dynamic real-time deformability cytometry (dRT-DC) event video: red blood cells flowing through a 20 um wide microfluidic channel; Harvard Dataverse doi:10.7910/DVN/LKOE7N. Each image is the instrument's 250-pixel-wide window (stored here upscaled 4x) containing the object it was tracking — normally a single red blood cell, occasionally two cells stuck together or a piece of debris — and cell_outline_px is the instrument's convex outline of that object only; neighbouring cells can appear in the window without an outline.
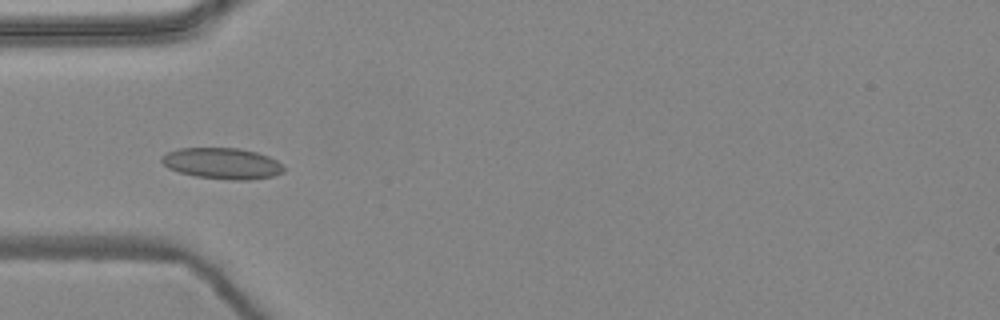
{"species": "common noctule bat (a hibernating species)", "species_latin": "Nyctalus noctula", "temperature_condition": "warm", "stored_images_in_passage": 8, "camera_frame_rate_fps": 3000, "um_per_image_px": 0.085, "animal": {"sex": "female", "body_mass_g": 24.6, "forearm_length_mm": 56.2}, "frame": {"image": 1, "passage_image": 4, "time_ms": 1.0, "image_size_px": [1000, 320], "cell_outline_px": [[284, 172], [272, 176], [248, 180], [232, 180], [196, 176], [180, 172], [168, 168], [160, 160], [160, 156], [168, 152], [180, 148], [240, 148], [256, 152], [268, 156], [276, 160], [284, 168]], "centroid_in_image_um": [18.88, 13.88], "position_along_channel_um": 66.1, "area_um2": 22.02}}
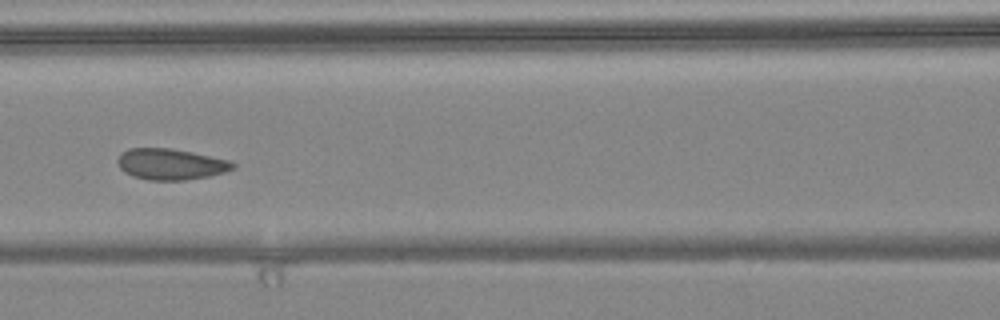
{"frame": {"image": 2, "passage_image": 6, "time_ms": 1.667, "image_size_px": [1000, 320], "cell_outline_px": [[236, 168], [224, 172], [208, 176], [184, 180], [148, 180], [132, 176], [124, 172], [120, 168], [116, 160], [120, 152], [128, 148], [172, 148], [232, 160], [236, 164]], "centroid_in_image_um": [14.51, 13.94], "position_along_channel_um": 152.1, "area_um2": 21.15}}
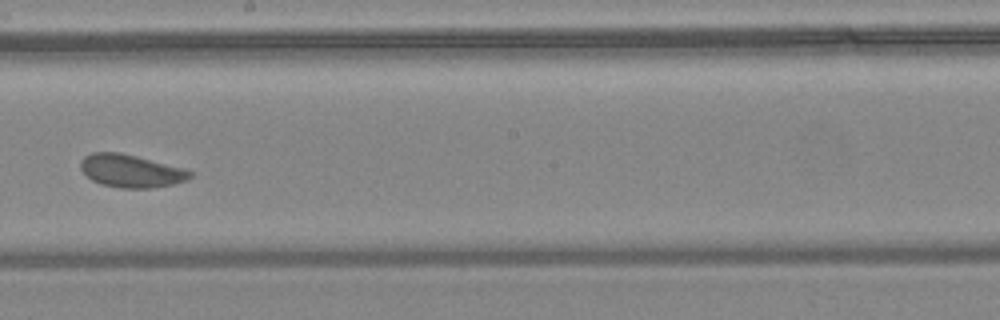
{"frame": {"image": 3, "passage_image": 8, "time_ms": 2.333, "image_size_px": [1000, 320], "cell_outline_px": [[192, 176], [184, 180], [172, 184], [148, 188], [120, 188], [100, 184], [92, 180], [80, 168], [80, 160], [84, 156], [92, 152], [120, 152], [184, 168], [192, 172]], "centroid_in_image_um": [11.09, 14.52], "position_along_channel_um": 237.1, "area_um2": 20.81}}